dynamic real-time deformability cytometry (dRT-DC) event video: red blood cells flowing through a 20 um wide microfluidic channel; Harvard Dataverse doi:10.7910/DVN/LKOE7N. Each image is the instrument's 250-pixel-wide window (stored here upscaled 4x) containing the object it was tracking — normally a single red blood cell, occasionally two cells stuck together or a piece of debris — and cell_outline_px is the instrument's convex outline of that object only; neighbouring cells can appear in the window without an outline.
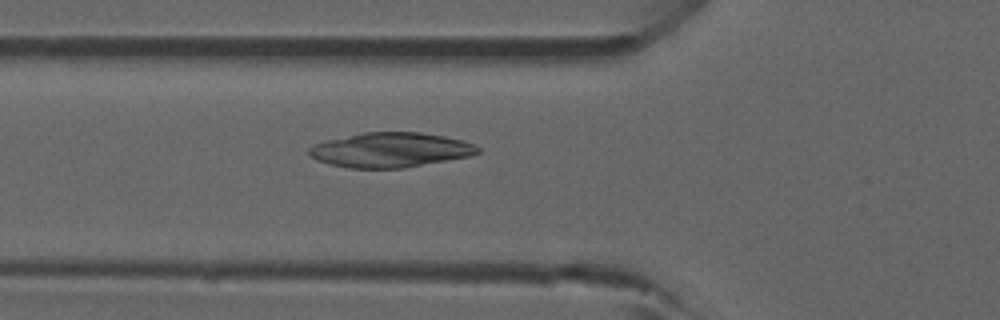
{"species": "common noctule bat (a hibernating species)", "species_latin": "Nyctalus noctula", "temperature_condition": "room temperature", "stored_images_in_passage": 52, "camera_frame_rate_fps": 3000, "um_per_image_px": 0.085, "animal": {"sex": "male", "forearm_length_mm": 52.5}, "frame": {"image": 1, "passage_image": 19, "time_ms": 6.0, "image_size_px": [1000, 320], "cell_outline_px": [[480, 152], [468, 156], [404, 168], [348, 168], [328, 164], [316, 160], [308, 152], [308, 148], [312, 144], [328, 140], [364, 132], [420, 132], [444, 136], [464, 140], [480, 148]], "centroid_in_image_um": [33.16, 12.74], "position_along_channel_um": 92.6, "area_um2": 34.04}}
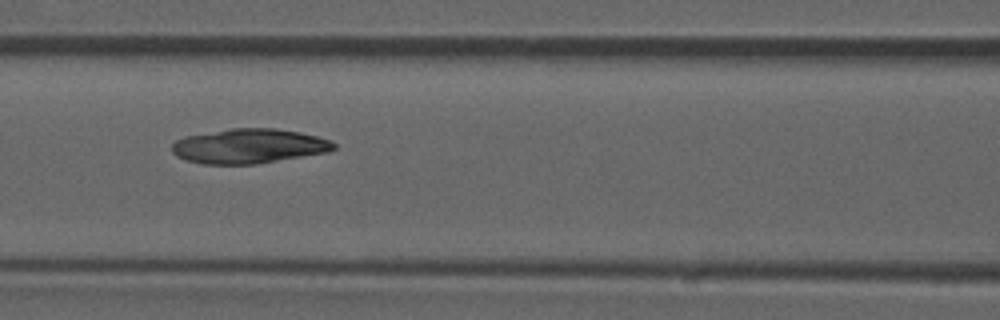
{"frame": {"image": 2, "passage_image": 23, "time_ms": 7.333, "image_size_px": [1000, 320], "cell_outline_px": [[336, 148], [328, 152], [256, 164], [204, 164], [184, 160], [176, 156], [172, 152], [172, 144], [176, 140], [184, 136], [232, 128], [276, 128], [300, 132], [332, 140], [336, 144]], "centroid_in_image_um": [21.16, 12.42], "position_along_channel_um": 145.4, "area_um2": 32.83}}
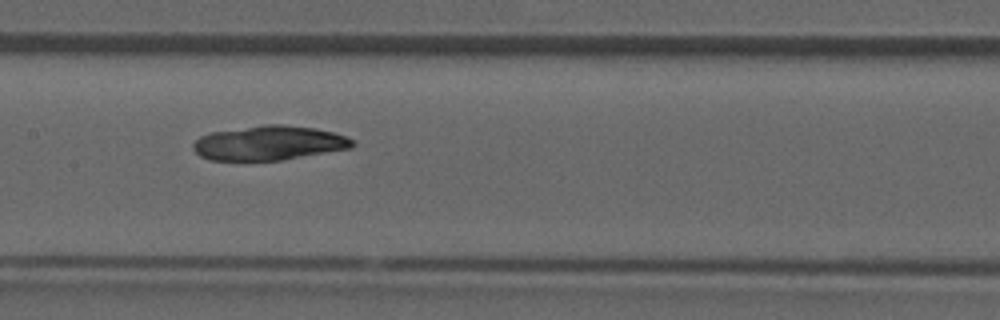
{"frame": {"image": 3, "passage_image": 26, "time_ms": 8.333, "image_size_px": [1000, 320], "cell_outline_px": [[356, 144], [352, 148], [284, 160], [212, 160], [200, 156], [192, 148], [192, 144], [200, 136], [212, 132], [264, 124], [280, 124], [316, 128], [348, 136], [356, 140]], "centroid_in_image_um": [22.92, 12.15], "position_along_channel_um": 184.5, "area_um2": 32.19}}